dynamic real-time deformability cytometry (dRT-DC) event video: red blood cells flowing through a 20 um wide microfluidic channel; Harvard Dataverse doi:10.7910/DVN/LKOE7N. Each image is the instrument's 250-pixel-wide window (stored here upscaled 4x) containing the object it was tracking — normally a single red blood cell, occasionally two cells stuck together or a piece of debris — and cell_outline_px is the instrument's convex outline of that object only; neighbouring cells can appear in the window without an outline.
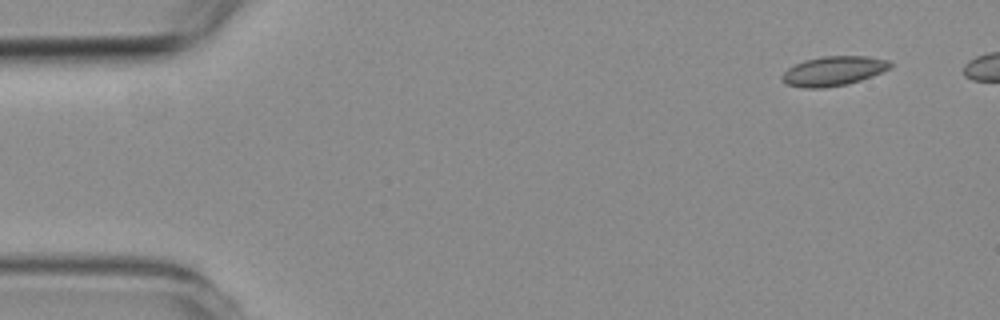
{"species": "common noctule bat (a hibernating species)", "species_latin": "Nyctalus noctula", "temperature_condition": "room temperature", "stored_images_in_passage": 5, "camera_frame_rate_fps": 3000, "um_per_image_px": 0.085, "animal": {"sex": "female", "body_mass_g": 19.3, "forearm_length_mm": 54.1}, "frame": {"image": 1, "passage_image": 1, "time_ms": 0.0, "image_size_px": [1000, 320], "cell_outline_px": [[892, 68], [872, 76], [848, 84], [824, 88], [804, 88], [788, 84], [780, 76], [788, 68], [804, 60], [820, 56], [868, 56], [888, 60], [892, 64]], "centroid_in_image_um": [70.87, 6.03], "position_along_channel_um": 14.1, "area_um2": 18.61}}